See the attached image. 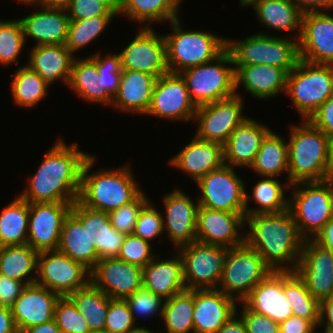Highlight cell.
<instances>
[{"label": "cell", "mask_w": 333, "mask_h": 333, "mask_svg": "<svg viewBox=\"0 0 333 333\" xmlns=\"http://www.w3.org/2000/svg\"><path fill=\"white\" fill-rule=\"evenodd\" d=\"M58 138L46 151L26 188L19 196L30 203H75L78 200L82 168L92 155L79 149L78 143L67 144Z\"/></svg>", "instance_id": "6da1fadb"}, {"label": "cell", "mask_w": 333, "mask_h": 333, "mask_svg": "<svg viewBox=\"0 0 333 333\" xmlns=\"http://www.w3.org/2000/svg\"><path fill=\"white\" fill-rule=\"evenodd\" d=\"M245 243L255 249L273 271L295 272L304 238L289 209L245 216Z\"/></svg>", "instance_id": "7a4b0ae2"}, {"label": "cell", "mask_w": 333, "mask_h": 333, "mask_svg": "<svg viewBox=\"0 0 333 333\" xmlns=\"http://www.w3.org/2000/svg\"><path fill=\"white\" fill-rule=\"evenodd\" d=\"M96 159L92 154L82 168L78 196L82 205L109 213L130 203L142 192L133 176L131 164L92 172Z\"/></svg>", "instance_id": "3957f363"}, {"label": "cell", "mask_w": 333, "mask_h": 333, "mask_svg": "<svg viewBox=\"0 0 333 333\" xmlns=\"http://www.w3.org/2000/svg\"><path fill=\"white\" fill-rule=\"evenodd\" d=\"M301 122L289 127L287 182L330 179L331 139L309 120Z\"/></svg>", "instance_id": "277c9868"}, {"label": "cell", "mask_w": 333, "mask_h": 333, "mask_svg": "<svg viewBox=\"0 0 333 333\" xmlns=\"http://www.w3.org/2000/svg\"><path fill=\"white\" fill-rule=\"evenodd\" d=\"M171 24V25H170ZM179 18L170 21L172 33L163 34L168 71H181L215 60L227 49V38L208 31L185 30Z\"/></svg>", "instance_id": "5b68a950"}, {"label": "cell", "mask_w": 333, "mask_h": 333, "mask_svg": "<svg viewBox=\"0 0 333 333\" xmlns=\"http://www.w3.org/2000/svg\"><path fill=\"white\" fill-rule=\"evenodd\" d=\"M288 209L300 235L313 239L333 217V179L290 185Z\"/></svg>", "instance_id": "8992f818"}, {"label": "cell", "mask_w": 333, "mask_h": 333, "mask_svg": "<svg viewBox=\"0 0 333 333\" xmlns=\"http://www.w3.org/2000/svg\"><path fill=\"white\" fill-rule=\"evenodd\" d=\"M234 65L266 64L289 73L299 61L298 40L260 31L242 40L227 38Z\"/></svg>", "instance_id": "52a82bcc"}, {"label": "cell", "mask_w": 333, "mask_h": 333, "mask_svg": "<svg viewBox=\"0 0 333 333\" xmlns=\"http://www.w3.org/2000/svg\"><path fill=\"white\" fill-rule=\"evenodd\" d=\"M301 120H309L333 95V65L315 64L299 59L288 73L286 93Z\"/></svg>", "instance_id": "ba28073f"}, {"label": "cell", "mask_w": 333, "mask_h": 333, "mask_svg": "<svg viewBox=\"0 0 333 333\" xmlns=\"http://www.w3.org/2000/svg\"><path fill=\"white\" fill-rule=\"evenodd\" d=\"M179 74L196 106L236 95L234 63L227 49L215 60L187 68Z\"/></svg>", "instance_id": "9c48e42d"}, {"label": "cell", "mask_w": 333, "mask_h": 333, "mask_svg": "<svg viewBox=\"0 0 333 333\" xmlns=\"http://www.w3.org/2000/svg\"><path fill=\"white\" fill-rule=\"evenodd\" d=\"M273 270L246 243L227 250L218 290L241 303Z\"/></svg>", "instance_id": "30bf717a"}, {"label": "cell", "mask_w": 333, "mask_h": 333, "mask_svg": "<svg viewBox=\"0 0 333 333\" xmlns=\"http://www.w3.org/2000/svg\"><path fill=\"white\" fill-rule=\"evenodd\" d=\"M176 250L182 259L186 289L218 288L228 248L195 241Z\"/></svg>", "instance_id": "8fae6325"}, {"label": "cell", "mask_w": 333, "mask_h": 333, "mask_svg": "<svg viewBox=\"0 0 333 333\" xmlns=\"http://www.w3.org/2000/svg\"><path fill=\"white\" fill-rule=\"evenodd\" d=\"M236 168L223 164L195 183L199 206L232 213H245V181ZM199 197V198H198Z\"/></svg>", "instance_id": "7c38bea8"}, {"label": "cell", "mask_w": 333, "mask_h": 333, "mask_svg": "<svg viewBox=\"0 0 333 333\" xmlns=\"http://www.w3.org/2000/svg\"><path fill=\"white\" fill-rule=\"evenodd\" d=\"M90 282V271L59 250L38 253L35 283L61 297L85 287Z\"/></svg>", "instance_id": "4fadbf2b"}, {"label": "cell", "mask_w": 333, "mask_h": 333, "mask_svg": "<svg viewBox=\"0 0 333 333\" xmlns=\"http://www.w3.org/2000/svg\"><path fill=\"white\" fill-rule=\"evenodd\" d=\"M241 93L228 99L197 106L195 136L203 141L224 145L230 134L249 116L244 115Z\"/></svg>", "instance_id": "5bb4252c"}, {"label": "cell", "mask_w": 333, "mask_h": 333, "mask_svg": "<svg viewBox=\"0 0 333 333\" xmlns=\"http://www.w3.org/2000/svg\"><path fill=\"white\" fill-rule=\"evenodd\" d=\"M196 110L197 106L179 73L168 72L156 79L146 115L188 123L194 121Z\"/></svg>", "instance_id": "9a60e30c"}, {"label": "cell", "mask_w": 333, "mask_h": 333, "mask_svg": "<svg viewBox=\"0 0 333 333\" xmlns=\"http://www.w3.org/2000/svg\"><path fill=\"white\" fill-rule=\"evenodd\" d=\"M134 39L120 50L122 69L147 73L159 78L168 73L166 43L163 34L140 27Z\"/></svg>", "instance_id": "2e32d148"}, {"label": "cell", "mask_w": 333, "mask_h": 333, "mask_svg": "<svg viewBox=\"0 0 333 333\" xmlns=\"http://www.w3.org/2000/svg\"><path fill=\"white\" fill-rule=\"evenodd\" d=\"M243 228V229H242ZM245 213H232L199 206L196 241L225 248L245 243Z\"/></svg>", "instance_id": "e0dca14e"}, {"label": "cell", "mask_w": 333, "mask_h": 333, "mask_svg": "<svg viewBox=\"0 0 333 333\" xmlns=\"http://www.w3.org/2000/svg\"><path fill=\"white\" fill-rule=\"evenodd\" d=\"M72 206L73 203H30L27 244L38 252L57 250L64 221Z\"/></svg>", "instance_id": "ac0fdd59"}, {"label": "cell", "mask_w": 333, "mask_h": 333, "mask_svg": "<svg viewBox=\"0 0 333 333\" xmlns=\"http://www.w3.org/2000/svg\"><path fill=\"white\" fill-rule=\"evenodd\" d=\"M299 58L315 64L333 65V16L329 12L302 14Z\"/></svg>", "instance_id": "d6986e66"}, {"label": "cell", "mask_w": 333, "mask_h": 333, "mask_svg": "<svg viewBox=\"0 0 333 333\" xmlns=\"http://www.w3.org/2000/svg\"><path fill=\"white\" fill-rule=\"evenodd\" d=\"M295 272L319 302L333 295V254L312 239L304 240Z\"/></svg>", "instance_id": "ffe728a7"}, {"label": "cell", "mask_w": 333, "mask_h": 333, "mask_svg": "<svg viewBox=\"0 0 333 333\" xmlns=\"http://www.w3.org/2000/svg\"><path fill=\"white\" fill-rule=\"evenodd\" d=\"M90 282L111 299L125 300L143 286V268L118 258L102 259L90 271Z\"/></svg>", "instance_id": "44dd1931"}, {"label": "cell", "mask_w": 333, "mask_h": 333, "mask_svg": "<svg viewBox=\"0 0 333 333\" xmlns=\"http://www.w3.org/2000/svg\"><path fill=\"white\" fill-rule=\"evenodd\" d=\"M162 202L166 217H163L164 233L167 231L174 249L195 242L198 201L176 188L163 196Z\"/></svg>", "instance_id": "7402d4cb"}, {"label": "cell", "mask_w": 333, "mask_h": 333, "mask_svg": "<svg viewBox=\"0 0 333 333\" xmlns=\"http://www.w3.org/2000/svg\"><path fill=\"white\" fill-rule=\"evenodd\" d=\"M60 297L37 283L27 285L11 307L17 331L54 320Z\"/></svg>", "instance_id": "603a6c76"}, {"label": "cell", "mask_w": 333, "mask_h": 333, "mask_svg": "<svg viewBox=\"0 0 333 333\" xmlns=\"http://www.w3.org/2000/svg\"><path fill=\"white\" fill-rule=\"evenodd\" d=\"M71 213L87 230L99 260L117 258L126 235L112 227L108 213L90 209L78 200L73 203Z\"/></svg>", "instance_id": "cb8c5ba5"}, {"label": "cell", "mask_w": 333, "mask_h": 333, "mask_svg": "<svg viewBox=\"0 0 333 333\" xmlns=\"http://www.w3.org/2000/svg\"><path fill=\"white\" fill-rule=\"evenodd\" d=\"M242 303L249 310L279 324L286 321L293 312L284 296V271H272L251 290Z\"/></svg>", "instance_id": "d4e9b609"}, {"label": "cell", "mask_w": 333, "mask_h": 333, "mask_svg": "<svg viewBox=\"0 0 333 333\" xmlns=\"http://www.w3.org/2000/svg\"><path fill=\"white\" fill-rule=\"evenodd\" d=\"M237 303L218 289L194 290V333H217L236 314Z\"/></svg>", "instance_id": "484cf974"}, {"label": "cell", "mask_w": 333, "mask_h": 333, "mask_svg": "<svg viewBox=\"0 0 333 333\" xmlns=\"http://www.w3.org/2000/svg\"><path fill=\"white\" fill-rule=\"evenodd\" d=\"M235 94L240 85L257 100L277 97L286 93L288 73L279 67L266 64L234 65ZM238 89V90H237Z\"/></svg>", "instance_id": "4316f807"}, {"label": "cell", "mask_w": 333, "mask_h": 333, "mask_svg": "<svg viewBox=\"0 0 333 333\" xmlns=\"http://www.w3.org/2000/svg\"><path fill=\"white\" fill-rule=\"evenodd\" d=\"M168 163L196 182L224 164L223 145L217 142L200 140L194 135L191 142L168 160Z\"/></svg>", "instance_id": "83f0119b"}, {"label": "cell", "mask_w": 333, "mask_h": 333, "mask_svg": "<svg viewBox=\"0 0 333 333\" xmlns=\"http://www.w3.org/2000/svg\"><path fill=\"white\" fill-rule=\"evenodd\" d=\"M271 129L247 117L228 137L223 145L224 164L233 168L249 167L260 150L261 142Z\"/></svg>", "instance_id": "f1b7e54d"}, {"label": "cell", "mask_w": 333, "mask_h": 333, "mask_svg": "<svg viewBox=\"0 0 333 333\" xmlns=\"http://www.w3.org/2000/svg\"><path fill=\"white\" fill-rule=\"evenodd\" d=\"M38 7L39 10L20 18L26 44L27 38H32L35 46L64 45L70 21L66 9Z\"/></svg>", "instance_id": "f546056e"}, {"label": "cell", "mask_w": 333, "mask_h": 333, "mask_svg": "<svg viewBox=\"0 0 333 333\" xmlns=\"http://www.w3.org/2000/svg\"><path fill=\"white\" fill-rule=\"evenodd\" d=\"M156 79L147 73L122 69L119 88L113 97L111 107L123 113L146 115Z\"/></svg>", "instance_id": "4dcf8cb0"}, {"label": "cell", "mask_w": 333, "mask_h": 333, "mask_svg": "<svg viewBox=\"0 0 333 333\" xmlns=\"http://www.w3.org/2000/svg\"><path fill=\"white\" fill-rule=\"evenodd\" d=\"M74 56L65 45L32 46L26 64L49 86L61 80L68 85Z\"/></svg>", "instance_id": "1f68e13d"}, {"label": "cell", "mask_w": 333, "mask_h": 333, "mask_svg": "<svg viewBox=\"0 0 333 333\" xmlns=\"http://www.w3.org/2000/svg\"><path fill=\"white\" fill-rule=\"evenodd\" d=\"M143 286L164 300L186 289L183 263L177 250L169 259H160L157 254L143 268Z\"/></svg>", "instance_id": "d6a6232c"}, {"label": "cell", "mask_w": 333, "mask_h": 333, "mask_svg": "<svg viewBox=\"0 0 333 333\" xmlns=\"http://www.w3.org/2000/svg\"><path fill=\"white\" fill-rule=\"evenodd\" d=\"M184 0H117L118 15L125 16L140 27L153 28V23H165L180 18ZM143 24V25H142Z\"/></svg>", "instance_id": "836d02e7"}, {"label": "cell", "mask_w": 333, "mask_h": 333, "mask_svg": "<svg viewBox=\"0 0 333 333\" xmlns=\"http://www.w3.org/2000/svg\"><path fill=\"white\" fill-rule=\"evenodd\" d=\"M250 6L254 8L258 22L265 28L293 32V38L299 41L303 13L292 0H256Z\"/></svg>", "instance_id": "e575fe53"}, {"label": "cell", "mask_w": 333, "mask_h": 333, "mask_svg": "<svg viewBox=\"0 0 333 333\" xmlns=\"http://www.w3.org/2000/svg\"><path fill=\"white\" fill-rule=\"evenodd\" d=\"M57 250L81 263L89 271L99 261L97 251L93 243L90 242L87 230H84L81 222L71 212L64 221Z\"/></svg>", "instance_id": "d590c367"}, {"label": "cell", "mask_w": 333, "mask_h": 333, "mask_svg": "<svg viewBox=\"0 0 333 333\" xmlns=\"http://www.w3.org/2000/svg\"><path fill=\"white\" fill-rule=\"evenodd\" d=\"M262 178L253 185L251 195L245 188V216L279 213L288 209L289 196L286 197L285 188L291 184L287 181L281 183L273 177ZM250 199L257 204L255 207H250Z\"/></svg>", "instance_id": "8d00e7d4"}, {"label": "cell", "mask_w": 333, "mask_h": 333, "mask_svg": "<svg viewBox=\"0 0 333 333\" xmlns=\"http://www.w3.org/2000/svg\"><path fill=\"white\" fill-rule=\"evenodd\" d=\"M98 73L96 64L88 56L75 57L67 86L83 101L110 106L113 97L107 91H101V86L97 81Z\"/></svg>", "instance_id": "74e56055"}, {"label": "cell", "mask_w": 333, "mask_h": 333, "mask_svg": "<svg viewBox=\"0 0 333 333\" xmlns=\"http://www.w3.org/2000/svg\"><path fill=\"white\" fill-rule=\"evenodd\" d=\"M251 170L262 177L288 176V145L284 137L270 131L262 140Z\"/></svg>", "instance_id": "f35d334b"}, {"label": "cell", "mask_w": 333, "mask_h": 333, "mask_svg": "<svg viewBox=\"0 0 333 333\" xmlns=\"http://www.w3.org/2000/svg\"><path fill=\"white\" fill-rule=\"evenodd\" d=\"M38 253L28 244L0 247V274L27 285L35 283Z\"/></svg>", "instance_id": "ab89813d"}, {"label": "cell", "mask_w": 333, "mask_h": 333, "mask_svg": "<svg viewBox=\"0 0 333 333\" xmlns=\"http://www.w3.org/2000/svg\"><path fill=\"white\" fill-rule=\"evenodd\" d=\"M75 305L92 333H104L105 319L109 303L112 300L108 295L89 282L67 296Z\"/></svg>", "instance_id": "60d3db41"}, {"label": "cell", "mask_w": 333, "mask_h": 333, "mask_svg": "<svg viewBox=\"0 0 333 333\" xmlns=\"http://www.w3.org/2000/svg\"><path fill=\"white\" fill-rule=\"evenodd\" d=\"M29 203L19 195L0 212V247L28 242Z\"/></svg>", "instance_id": "b9f144b4"}, {"label": "cell", "mask_w": 333, "mask_h": 333, "mask_svg": "<svg viewBox=\"0 0 333 333\" xmlns=\"http://www.w3.org/2000/svg\"><path fill=\"white\" fill-rule=\"evenodd\" d=\"M194 290L184 289L165 300L160 333H194ZM165 331V332H164Z\"/></svg>", "instance_id": "7bdbcfd3"}, {"label": "cell", "mask_w": 333, "mask_h": 333, "mask_svg": "<svg viewBox=\"0 0 333 333\" xmlns=\"http://www.w3.org/2000/svg\"><path fill=\"white\" fill-rule=\"evenodd\" d=\"M10 89L15 105L32 108L45 100L49 85L35 71L23 65L14 71Z\"/></svg>", "instance_id": "ee69618b"}, {"label": "cell", "mask_w": 333, "mask_h": 333, "mask_svg": "<svg viewBox=\"0 0 333 333\" xmlns=\"http://www.w3.org/2000/svg\"><path fill=\"white\" fill-rule=\"evenodd\" d=\"M284 296L294 316L319 326L320 302L307 289L305 282L292 271H284Z\"/></svg>", "instance_id": "f6af8a7d"}, {"label": "cell", "mask_w": 333, "mask_h": 333, "mask_svg": "<svg viewBox=\"0 0 333 333\" xmlns=\"http://www.w3.org/2000/svg\"><path fill=\"white\" fill-rule=\"evenodd\" d=\"M116 16H97L83 20H70L65 46L75 56L85 46L90 45L106 29Z\"/></svg>", "instance_id": "bcb514c9"}, {"label": "cell", "mask_w": 333, "mask_h": 333, "mask_svg": "<svg viewBox=\"0 0 333 333\" xmlns=\"http://www.w3.org/2000/svg\"><path fill=\"white\" fill-rule=\"evenodd\" d=\"M25 44L20 19L0 20V65L8 67L15 63L20 67L18 57Z\"/></svg>", "instance_id": "7dc6e473"}, {"label": "cell", "mask_w": 333, "mask_h": 333, "mask_svg": "<svg viewBox=\"0 0 333 333\" xmlns=\"http://www.w3.org/2000/svg\"><path fill=\"white\" fill-rule=\"evenodd\" d=\"M100 51L90 54L88 57L96 64L98 69L97 81L101 91H107L114 97L119 88L122 73L121 58L118 52L106 54L102 57Z\"/></svg>", "instance_id": "c3c4849f"}, {"label": "cell", "mask_w": 333, "mask_h": 333, "mask_svg": "<svg viewBox=\"0 0 333 333\" xmlns=\"http://www.w3.org/2000/svg\"><path fill=\"white\" fill-rule=\"evenodd\" d=\"M125 301L129 305L136 324L138 322L137 320H139L137 316L141 318H150L153 317V315H159L158 317H161L162 319L165 300L144 286L140 287L132 295H129Z\"/></svg>", "instance_id": "681fc988"}, {"label": "cell", "mask_w": 333, "mask_h": 333, "mask_svg": "<svg viewBox=\"0 0 333 333\" xmlns=\"http://www.w3.org/2000/svg\"><path fill=\"white\" fill-rule=\"evenodd\" d=\"M150 201L144 190L130 203L108 213L114 229L125 235H132L142 208Z\"/></svg>", "instance_id": "f907efd6"}, {"label": "cell", "mask_w": 333, "mask_h": 333, "mask_svg": "<svg viewBox=\"0 0 333 333\" xmlns=\"http://www.w3.org/2000/svg\"><path fill=\"white\" fill-rule=\"evenodd\" d=\"M54 320L62 333H92L85 317L78 312L73 302L66 296L58 300Z\"/></svg>", "instance_id": "816d5d0a"}, {"label": "cell", "mask_w": 333, "mask_h": 333, "mask_svg": "<svg viewBox=\"0 0 333 333\" xmlns=\"http://www.w3.org/2000/svg\"><path fill=\"white\" fill-rule=\"evenodd\" d=\"M69 20H83L97 16H117V0H71L66 8Z\"/></svg>", "instance_id": "f5cc1de1"}, {"label": "cell", "mask_w": 333, "mask_h": 333, "mask_svg": "<svg viewBox=\"0 0 333 333\" xmlns=\"http://www.w3.org/2000/svg\"><path fill=\"white\" fill-rule=\"evenodd\" d=\"M129 305L125 300L112 299L105 319L104 333H129L137 330Z\"/></svg>", "instance_id": "db71d44e"}, {"label": "cell", "mask_w": 333, "mask_h": 333, "mask_svg": "<svg viewBox=\"0 0 333 333\" xmlns=\"http://www.w3.org/2000/svg\"><path fill=\"white\" fill-rule=\"evenodd\" d=\"M163 215L164 213L158 211L155 204L149 201L139 213L133 235L152 243L164 234Z\"/></svg>", "instance_id": "11a10c76"}, {"label": "cell", "mask_w": 333, "mask_h": 333, "mask_svg": "<svg viewBox=\"0 0 333 333\" xmlns=\"http://www.w3.org/2000/svg\"><path fill=\"white\" fill-rule=\"evenodd\" d=\"M153 245L140 237L126 235L122 243L118 259L144 268L157 255L154 254Z\"/></svg>", "instance_id": "9f6ffc18"}, {"label": "cell", "mask_w": 333, "mask_h": 333, "mask_svg": "<svg viewBox=\"0 0 333 333\" xmlns=\"http://www.w3.org/2000/svg\"><path fill=\"white\" fill-rule=\"evenodd\" d=\"M241 304V310L237 309L236 313L242 318L247 333H280L279 323L249 310L242 302Z\"/></svg>", "instance_id": "6f0895ef"}, {"label": "cell", "mask_w": 333, "mask_h": 333, "mask_svg": "<svg viewBox=\"0 0 333 333\" xmlns=\"http://www.w3.org/2000/svg\"><path fill=\"white\" fill-rule=\"evenodd\" d=\"M309 121L333 140V95L319 107Z\"/></svg>", "instance_id": "680465c9"}, {"label": "cell", "mask_w": 333, "mask_h": 333, "mask_svg": "<svg viewBox=\"0 0 333 333\" xmlns=\"http://www.w3.org/2000/svg\"><path fill=\"white\" fill-rule=\"evenodd\" d=\"M27 284L0 274V306L11 308Z\"/></svg>", "instance_id": "91938a15"}, {"label": "cell", "mask_w": 333, "mask_h": 333, "mask_svg": "<svg viewBox=\"0 0 333 333\" xmlns=\"http://www.w3.org/2000/svg\"><path fill=\"white\" fill-rule=\"evenodd\" d=\"M317 328L313 322L294 315L279 324L280 333H313Z\"/></svg>", "instance_id": "94428289"}, {"label": "cell", "mask_w": 333, "mask_h": 333, "mask_svg": "<svg viewBox=\"0 0 333 333\" xmlns=\"http://www.w3.org/2000/svg\"><path fill=\"white\" fill-rule=\"evenodd\" d=\"M302 13L333 11V0H292Z\"/></svg>", "instance_id": "6125c7cd"}, {"label": "cell", "mask_w": 333, "mask_h": 333, "mask_svg": "<svg viewBox=\"0 0 333 333\" xmlns=\"http://www.w3.org/2000/svg\"><path fill=\"white\" fill-rule=\"evenodd\" d=\"M319 327L333 329V295L320 302Z\"/></svg>", "instance_id": "be15d7a7"}, {"label": "cell", "mask_w": 333, "mask_h": 333, "mask_svg": "<svg viewBox=\"0 0 333 333\" xmlns=\"http://www.w3.org/2000/svg\"><path fill=\"white\" fill-rule=\"evenodd\" d=\"M312 240L333 254V217Z\"/></svg>", "instance_id": "e7e4bbea"}, {"label": "cell", "mask_w": 333, "mask_h": 333, "mask_svg": "<svg viewBox=\"0 0 333 333\" xmlns=\"http://www.w3.org/2000/svg\"><path fill=\"white\" fill-rule=\"evenodd\" d=\"M11 308L0 306V333H17Z\"/></svg>", "instance_id": "03108f58"}, {"label": "cell", "mask_w": 333, "mask_h": 333, "mask_svg": "<svg viewBox=\"0 0 333 333\" xmlns=\"http://www.w3.org/2000/svg\"><path fill=\"white\" fill-rule=\"evenodd\" d=\"M217 333H247L242 318L236 313L233 315Z\"/></svg>", "instance_id": "003e7915"}, {"label": "cell", "mask_w": 333, "mask_h": 333, "mask_svg": "<svg viewBox=\"0 0 333 333\" xmlns=\"http://www.w3.org/2000/svg\"><path fill=\"white\" fill-rule=\"evenodd\" d=\"M17 333H62L55 320L36 325L27 329L18 330Z\"/></svg>", "instance_id": "a7ac6f4b"}, {"label": "cell", "mask_w": 333, "mask_h": 333, "mask_svg": "<svg viewBox=\"0 0 333 333\" xmlns=\"http://www.w3.org/2000/svg\"><path fill=\"white\" fill-rule=\"evenodd\" d=\"M71 0H43L42 6L48 8H63L66 9Z\"/></svg>", "instance_id": "89a4df30"}, {"label": "cell", "mask_w": 333, "mask_h": 333, "mask_svg": "<svg viewBox=\"0 0 333 333\" xmlns=\"http://www.w3.org/2000/svg\"><path fill=\"white\" fill-rule=\"evenodd\" d=\"M42 1L43 0H17V2H19V4H20V2L23 4H27V5H32V7L33 6H35V7H37L38 8V6H42Z\"/></svg>", "instance_id": "2644e50d"}, {"label": "cell", "mask_w": 333, "mask_h": 333, "mask_svg": "<svg viewBox=\"0 0 333 333\" xmlns=\"http://www.w3.org/2000/svg\"><path fill=\"white\" fill-rule=\"evenodd\" d=\"M129 333H155L153 330L148 329V327H139L137 330Z\"/></svg>", "instance_id": "8c879c8a"}, {"label": "cell", "mask_w": 333, "mask_h": 333, "mask_svg": "<svg viewBox=\"0 0 333 333\" xmlns=\"http://www.w3.org/2000/svg\"><path fill=\"white\" fill-rule=\"evenodd\" d=\"M256 0H239V5L241 6V7H247L248 8V6L250 7V5L253 3V2H255Z\"/></svg>", "instance_id": "753ad0ef"}, {"label": "cell", "mask_w": 333, "mask_h": 333, "mask_svg": "<svg viewBox=\"0 0 333 333\" xmlns=\"http://www.w3.org/2000/svg\"><path fill=\"white\" fill-rule=\"evenodd\" d=\"M330 178L333 179V140H331V168H330Z\"/></svg>", "instance_id": "34e18365"}, {"label": "cell", "mask_w": 333, "mask_h": 333, "mask_svg": "<svg viewBox=\"0 0 333 333\" xmlns=\"http://www.w3.org/2000/svg\"><path fill=\"white\" fill-rule=\"evenodd\" d=\"M323 331L321 333H333V329H329V328H324L322 329Z\"/></svg>", "instance_id": "11e5206c"}, {"label": "cell", "mask_w": 333, "mask_h": 333, "mask_svg": "<svg viewBox=\"0 0 333 333\" xmlns=\"http://www.w3.org/2000/svg\"><path fill=\"white\" fill-rule=\"evenodd\" d=\"M319 330H320V328L319 329L317 328L313 333H321L322 330H320V331Z\"/></svg>", "instance_id": "2a66077c"}]
</instances>
